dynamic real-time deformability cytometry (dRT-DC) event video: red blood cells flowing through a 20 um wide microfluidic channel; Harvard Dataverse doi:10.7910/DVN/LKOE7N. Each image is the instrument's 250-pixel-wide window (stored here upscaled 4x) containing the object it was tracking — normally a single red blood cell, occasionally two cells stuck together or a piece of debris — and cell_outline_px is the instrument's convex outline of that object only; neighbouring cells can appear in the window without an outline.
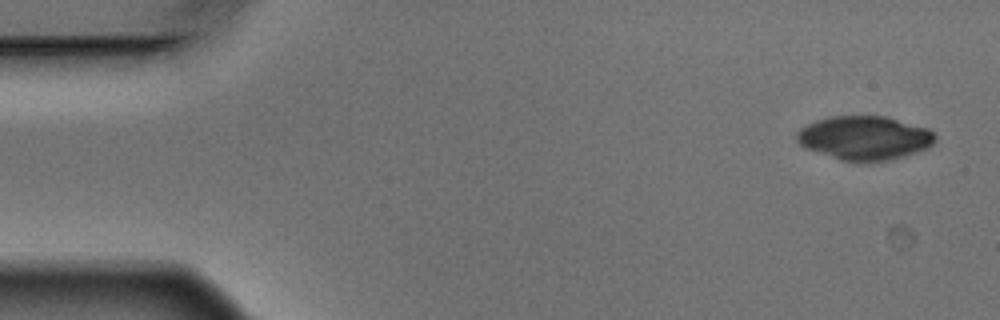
{"species": "Egyptian fruit bat (a non-hibernating species)", "species_latin": "Rousettus aegyptiacus", "temperature_condition": "warm", "stored_images_in_passage": 4, "camera_frame_rate_fps": 3000, "um_per_image_px": 0.085, "animal": {"sex": "male"}, "frame": {"image": 1, "passage_image": 1, "time_ms": 0.0, "image_size_px": [1000, 320], "cell_outline_px": [[936, 140], [928, 148], [904, 156], [888, 160], [840, 160], [804, 148], [796, 140], [796, 132], [800, 128], [816, 120], [832, 116], [888, 116], [928, 128], [936, 136]], "centroid_in_image_um": [73.48, 11.7], "position_along_channel_um": 11.5, "area_um2": 35.26}}